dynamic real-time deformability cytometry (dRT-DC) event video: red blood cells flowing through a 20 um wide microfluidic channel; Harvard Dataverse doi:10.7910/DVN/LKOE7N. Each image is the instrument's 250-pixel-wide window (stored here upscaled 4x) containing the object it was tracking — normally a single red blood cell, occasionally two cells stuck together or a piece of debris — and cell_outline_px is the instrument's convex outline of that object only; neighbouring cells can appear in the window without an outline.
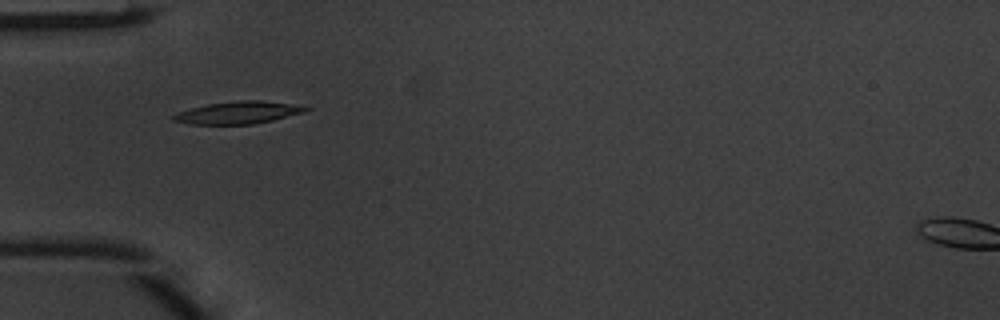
{"species": "common noctule bat (a hibernating species)", "species_latin": "Nyctalus noctula", "temperature_condition": "warm", "stored_images_in_passage": 34, "camera_frame_rate_fps": 3000, "um_per_image_px": 0.085, "animal": {"sex": "male", "body_mass_g": 20.1, "forearm_length_mm": 53.5}, "frame": {"image": 1, "passage_image": 1, "time_ms": 0.0, "image_size_px": [1000, 320], "cell_outline_px": [[312, 108], [308, 112], [272, 120], [252, 124], [192, 124], [172, 120], [172, 116], [176, 112], [208, 104], [236, 100], [260, 100], [304, 104]], "centroid_in_image_um": [20.38, 9.55], "position_along_channel_um": 64.6, "area_um2": 17.57}}
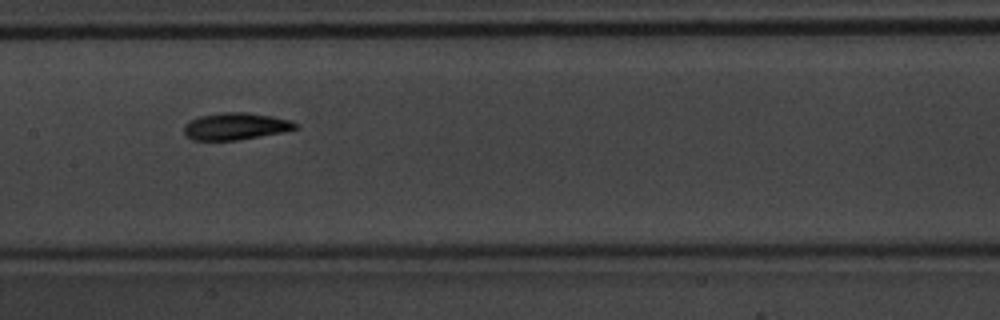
{"frame": {"image": 2, "passage_image": 10, "time_ms": 3.0, "image_size_px": [1000, 320], "cell_outline_px": [[300, 124], [296, 128], [284, 132], [240, 140], [192, 140], [184, 132], [184, 124], [188, 120], [200, 116], [224, 112], [248, 112], [272, 116], [288, 120]], "centroid_in_image_um": [20.02, 10.73], "position_along_channel_um": 187.4, "area_um2": 17.63}}
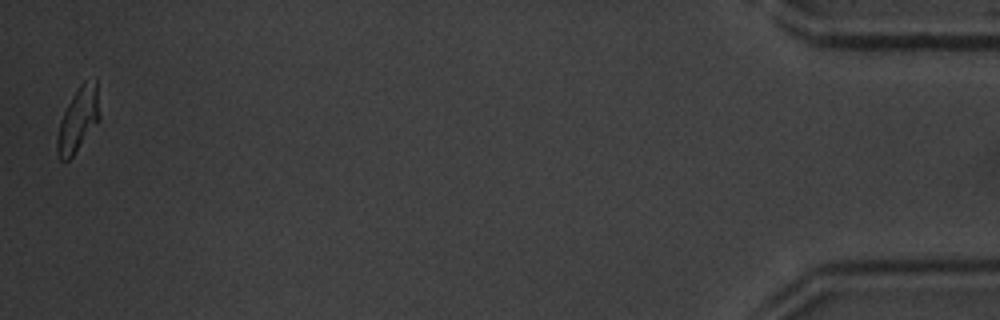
{"frame": {"image": 3, "passage_image": 34, "time_ms": 11.0, "image_size_px": [1000, 320], "cell_outline_px": [[100, 120], [72, 156], [68, 160], [60, 160], [56, 152], [56, 136], [60, 120], [72, 96], [80, 84], [84, 80], [96, 76], [100, 116]], "centroid_in_image_um": [6.65, 10.13], "position_along_channel_um": 428.6, "area_um2": 16.07}, "authors_computed_cell_mechanics": {"area_um2": 16.8776, "velocity_mm_per_s": 4.1017, "shape_relaxation_time_tau1_ms": 3.2292, "shape_relaxation_time_tau2_ms": 3.5993, "deformation_change_tau1": 0.1578, "deformation_change_tau2": 0.1024}}